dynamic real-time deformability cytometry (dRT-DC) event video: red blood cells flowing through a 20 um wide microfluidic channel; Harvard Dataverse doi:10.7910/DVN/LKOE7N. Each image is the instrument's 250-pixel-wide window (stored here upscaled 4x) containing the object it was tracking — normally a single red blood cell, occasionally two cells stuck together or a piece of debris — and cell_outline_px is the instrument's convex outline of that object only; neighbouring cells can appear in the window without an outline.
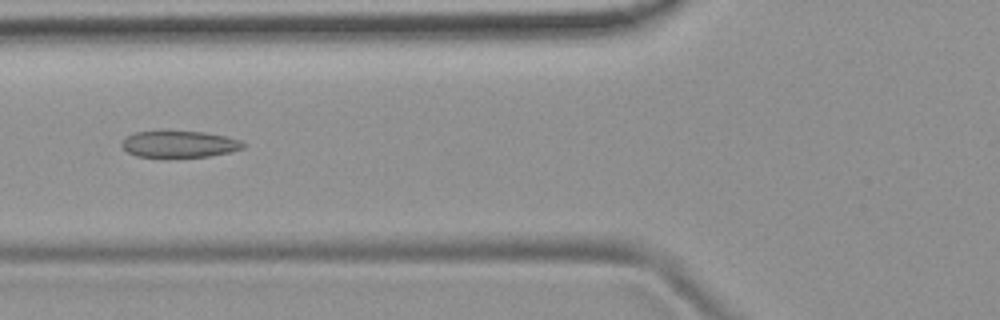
{"species": "common noctule bat (a hibernating species)", "species_latin": "Nyctalus noctula", "temperature_condition": "room temperature", "stored_images_in_passage": 51, "camera_frame_rate_fps": 3000, "um_per_image_px": 0.085, "animal": {"sex": "female", "body_mass_g": 19.9}, "frame": {"image": 1, "passage_image": 20, "time_ms": 6.333, "image_size_px": [1000, 320], "cell_outline_px": [[244, 148], [232, 152], [208, 156], [136, 156], [128, 152], [120, 144], [128, 136], [136, 132], [204, 132], [224, 136], [240, 140], [244, 144]], "centroid_in_image_um": [15.28, 12.25], "position_along_channel_um": 110.5, "area_um2": 18.21}}
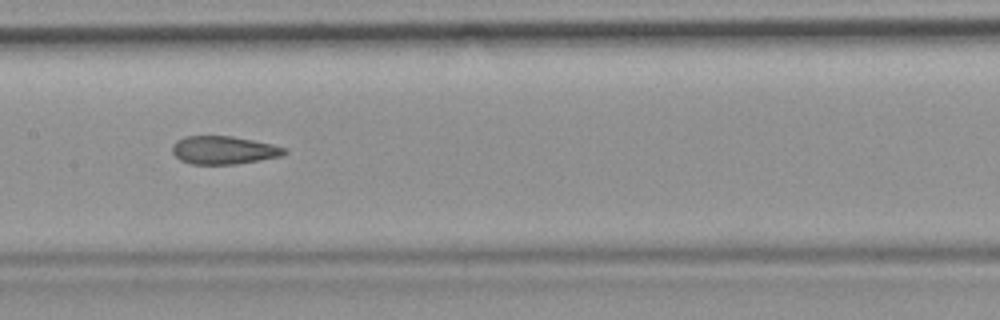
{"frame": {"image": 2, "passage_image": 26, "time_ms": 8.333, "image_size_px": [1000, 320], "cell_outline_px": [[288, 152], [280, 156], [260, 160], [236, 164], [192, 164], [180, 160], [172, 152], [172, 144], [176, 140], [184, 136], [232, 136], [272, 144], [288, 148]], "centroid_in_image_um": [19.01, 12.76], "position_along_channel_um": 188.4, "area_um2": 18.44}}
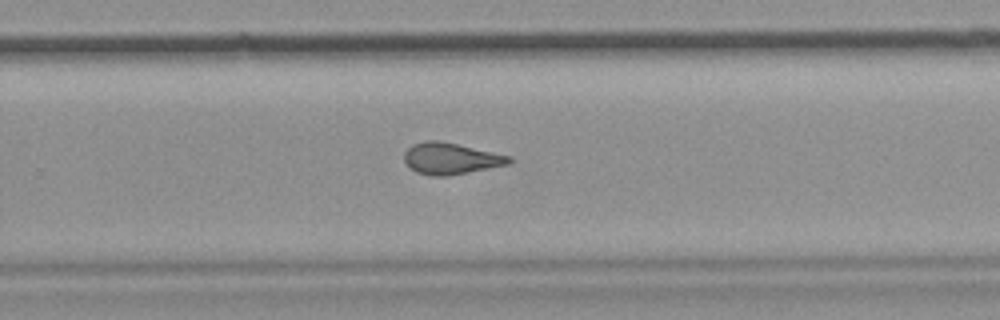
{"frame": {"image": 3, "passage_image": 34, "time_ms": 11.0, "image_size_px": [1000, 320], "cell_outline_px": [[512, 160], [508, 164], [448, 176], [432, 176], [416, 172], [408, 168], [404, 164], [404, 152], [412, 144], [428, 140], [440, 140], [512, 156]], "centroid_in_image_um": [38.27, 13.47], "position_along_channel_um": 291.5, "area_um2": 19.36}, "authors_computed_cell_mechanics": {"area_um2": 19.4208, "velocity_mm_per_s": 3.8843, "shape_relaxation_time_tau1_ms": null, "shape_relaxation_time_tau2_ms": 2.7091, "deformation_change_tau1": null, "deformation_change_tau2": 0.0926}}